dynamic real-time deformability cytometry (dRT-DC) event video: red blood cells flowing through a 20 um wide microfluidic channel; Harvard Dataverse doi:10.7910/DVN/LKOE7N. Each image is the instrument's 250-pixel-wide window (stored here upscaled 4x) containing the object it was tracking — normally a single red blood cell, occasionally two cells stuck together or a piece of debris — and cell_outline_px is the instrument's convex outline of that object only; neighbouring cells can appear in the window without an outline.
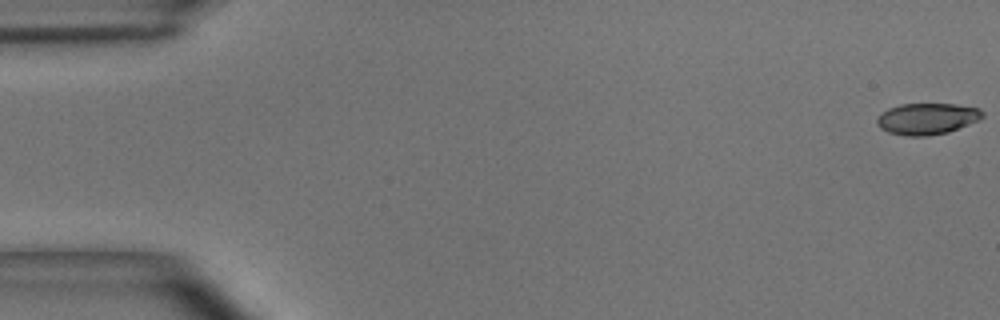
{"species": "common noctule bat (a hibernating species)", "species_latin": "Nyctalus noctula", "temperature_condition": "room temperature", "stored_images_in_passage": 55, "camera_frame_rate_fps": 3000, "um_per_image_px": 0.085, "animal": {"sex": "male", "body_mass_g": 15.6}, "frame": {"image": 1, "passage_image": 1, "time_ms": 0.0, "image_size_px": [1000, 320], "cell_outline_px": [[984, 116], [968, 124], [948, 132], [928, 136], [904, 136], [888, 132], [880, 128], [876, 124], [876, 120], [880, 112], [888, 108], [900, 104], [956, 104], [980, 108], [984, 112]], "centroid_in_image_um": [78.76, 10.09], "position_along_channel_um": 6.2, "area_um2": 19.42}}
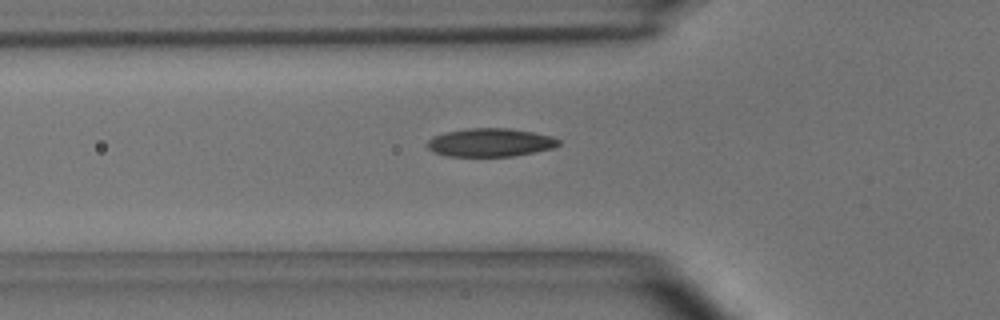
{"frame": {"image": 2, "passage_image": 19, "time_ms": 6.0, "image_size_px": [1000, 320], "cell_outline_px": [[560, 144], [552, 148], [536, 152], [512, 156], [448, 156], [432, 152], [424, 144], [432, 136], [448, 132], [468, 128], [508, 128], [532, 132], [552, 136], [560, 140]], "centroid_in_image_um": [41.65, 12.11], "position_along_channel_um": 84.2, "area_um2": 21.73}}
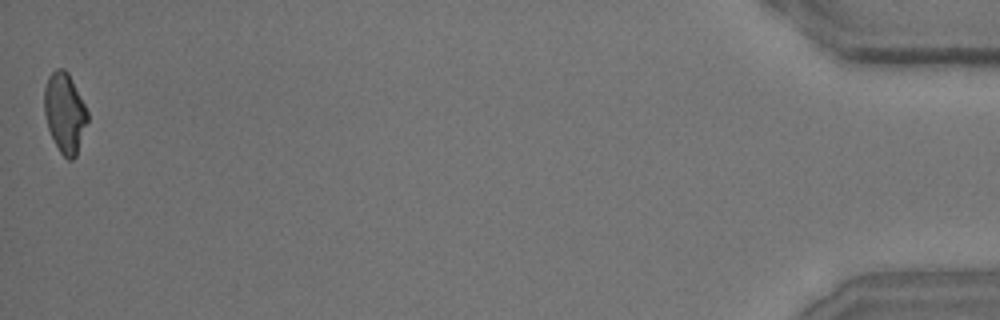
{"frame": {"image": 3, "passage_image": 55, "time_ms": 18.0, "image_size_px": [1000, 320], "cell_outline_px": [[88, 120], [76, 156], [72, 160], [68, 160], [60, 152], [48, 128], [44, 112], [44, 88], [48, 76], [56, 68], [64, 68], [68, 72], [88, 112]], "centroid_in_image_um": [5.5, 9.57], "position_along_channel_um": 429.7, "area_um2": 20.0}, "authors_computed_cell_mechanics": {"area_um2": 20.6346, "velocity_mm_per_s": 3.642, "shape_relaxation_time_tau1_ms": 5.5825, "shape_relaxation_time_tau2_ms": 1.9946, "deformation_change_tau1": 0.1718, "deformation_change_tau2": 0.0892}}